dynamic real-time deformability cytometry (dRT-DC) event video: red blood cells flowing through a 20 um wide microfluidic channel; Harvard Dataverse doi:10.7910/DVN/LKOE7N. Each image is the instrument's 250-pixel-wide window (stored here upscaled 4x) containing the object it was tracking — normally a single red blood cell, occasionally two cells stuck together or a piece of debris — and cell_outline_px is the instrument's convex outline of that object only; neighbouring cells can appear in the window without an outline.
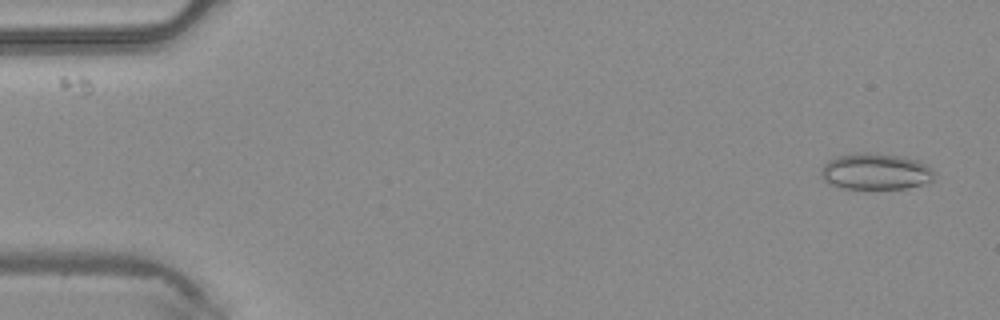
{"species": "common noctule bat (a hibernating species)", "species_latin": "Nyctalus noctula", "temperature_condition": "warm", "stored_images_in_passage": 41, "camera_frame_rate_fps": 3000, "um_per_image_px": 0.085, "animal": {"sex": "male", "body_mass_g": 20.4}, "frame": {"image": 1, "passage_image": 1, "time_ms": 0.0, "image_size_px": [1000, 320], "cell_outline_px": [[936, 176], [932, 180], [924, 184], [908, 188], [844, 188], [828, 184], [824, 180], [820, 172], [824, 164], [828, 160], [836, 156], [864, 152], [876, 152], [904, 156], [920, 160], [928, 164], [936, 172]], "centroid_in_image_um": [74.48, 14.56], "position_along_channel_um": 10.5, "area_um2": 24.45}}
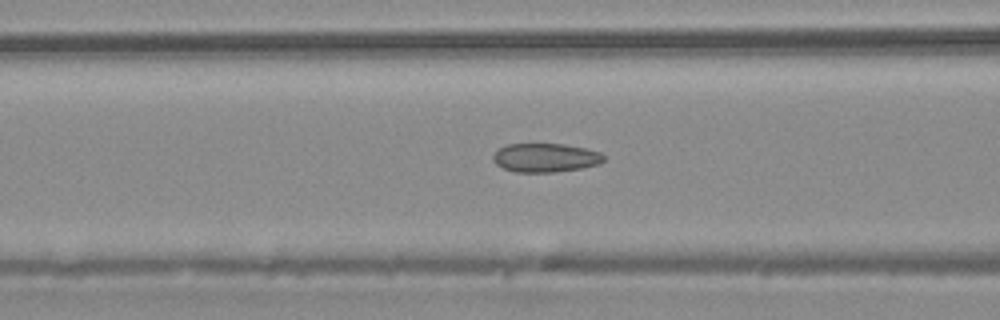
{"frame": {"image": 2, "passage_image": 17, "time_ms": 5.333, "image_size_px": [1000, 320], "cell_outline_px": [[604, 160], [600, 164], [580, 168], [556, 172], [516, 172], [504, 168], [496, 164], [492, 160], [492, 156], [500, 148], [508, 144], [564, 144], [584, 148], [600, 152], [604, 156]], "centroid_in_image_um": [46.36, 13.41], "position_along_channel_um": 120.2, "area_um2": 18.5}}
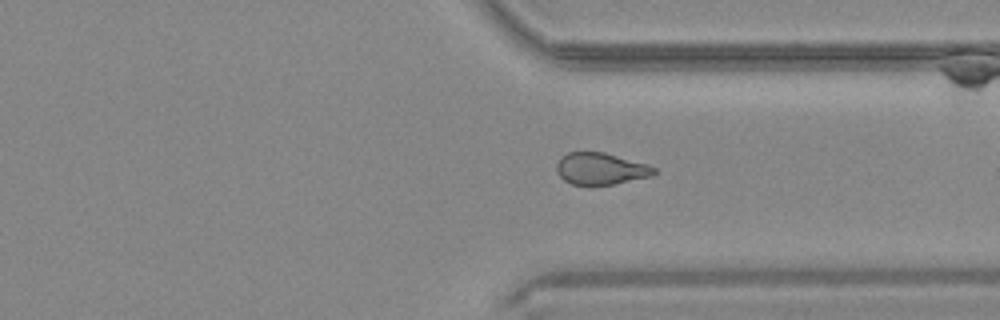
{"frame": {"image": 3, "passage_image": 33, "time_ms": 10.667, "image_size_px": [1000, 320], "cell_outline_px": [[656, 172], [652, 176], [612, 184], [572, 184], [564, 180], [556, 172], [556, 164], [560, 156], [568, 152], [604, 152], [644, 164], [656, 168]], "centroid_in_image_um": [51.0, 14.33], "position_along_channel_um": 360.4, "area_um2": 17.8}}